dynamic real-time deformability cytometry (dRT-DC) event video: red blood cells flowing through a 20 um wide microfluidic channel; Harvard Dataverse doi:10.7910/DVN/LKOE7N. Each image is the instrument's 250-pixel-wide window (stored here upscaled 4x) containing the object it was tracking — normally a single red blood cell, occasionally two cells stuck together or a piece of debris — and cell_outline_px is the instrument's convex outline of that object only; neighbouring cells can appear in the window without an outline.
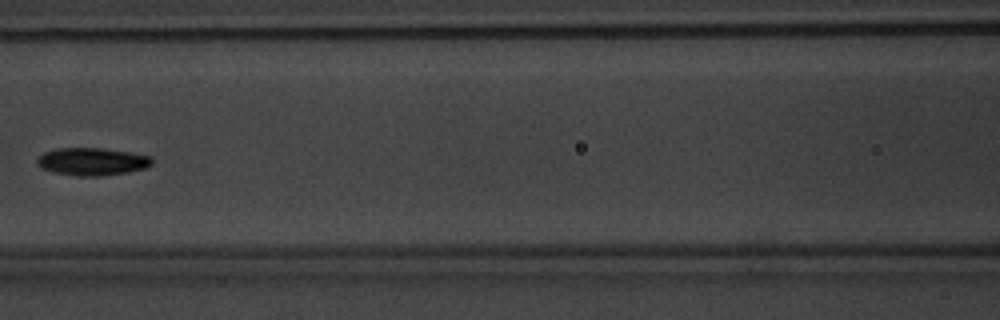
{"species": "common noctule bat (a hibernating species)", "species_latin": "Nyctalus noctula", "temperature_condition": "warm", "stored_images_in_passage": 8, "camera_frame_rate_fps": 3000, "um_per_image_px": 0.085, "animal": {"sex": "male", "body_mass_g": 20.1, "forearm_length_mm": 53.5}, "frame": {"image": 1, "passage_image": 8, "time_ms": 8.333, "image_size_px": [1000, 320], "cell_outline_px": [[152, 164], [144, 168], [128, 172], [100, 176], [76, 176], [52, 172], [40, 168], [36, 164], [36, 160], [44, 152], [56, 148], [104, 148], [152, 156]], "centroid_in_image_um": [7.79, 13.73], "position_along_channel_um": 158.8, "area_um2": 18.61}}